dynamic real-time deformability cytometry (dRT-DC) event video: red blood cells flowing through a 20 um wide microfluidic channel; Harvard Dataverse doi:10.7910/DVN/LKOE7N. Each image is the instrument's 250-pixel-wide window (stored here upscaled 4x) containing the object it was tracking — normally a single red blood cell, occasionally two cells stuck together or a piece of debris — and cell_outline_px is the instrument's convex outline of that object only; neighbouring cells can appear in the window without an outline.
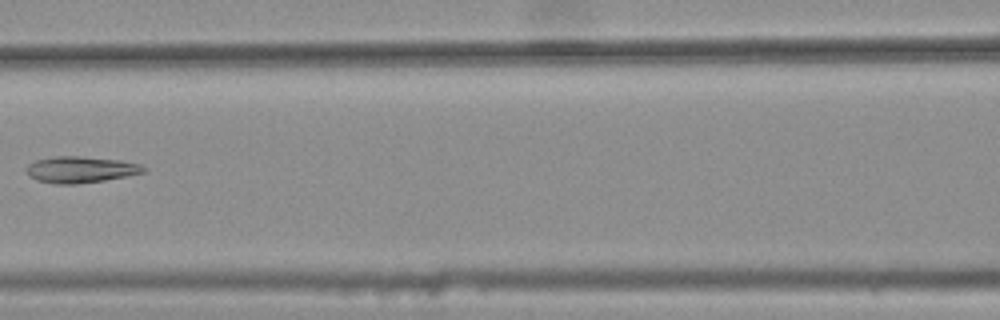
{"species": "common noctule bat (a hibernating species)", "species_latin": "Nyctalus noctula", "temperature_condition": "warm", "stored_images_in_passage": 7, "camera_frame_rate_fps": 3000, "um_per_image_px": 0.085, "animal": {"sex": "female", "body_mass_g": 25.1}, "frame": {"image": 1, "passage_image": 6, "time_ms": 1.667, "image_size_px": [1000, 320], "cell_outline_px": [[144, 172], [104, 180], [76, 184], [56, 184], [36, 180], [28, 176], [24, 168], [28, 164], [36, 160], [56, 156], [80, 156], [120, 160], [140, 164], [144, 168]], "centroid_in_image_um": [6.77, 14.41], "position_along_channel_um": 159.8, "area_um2": 17.92}}
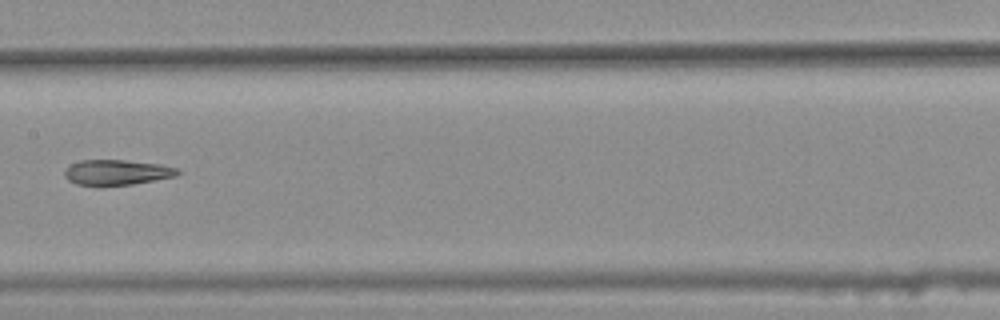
{"frame": {"image": 2, "passage_image": 7, "time_ms": 2.0, "image_size_px": [1000, 320], "cell_outline_px": [[180, 172], [176, 176], [132, 184], [100, 188], [76, 184], [68, 180], [64, 176], [64, 172], [72, 164], [80, 160], [124, 160], [160, 164], [176, 168]], "centroid_in_image_um": [9.88, 14.68], "position_along_channel_um": 197.5, "area_um2": 16.99}}